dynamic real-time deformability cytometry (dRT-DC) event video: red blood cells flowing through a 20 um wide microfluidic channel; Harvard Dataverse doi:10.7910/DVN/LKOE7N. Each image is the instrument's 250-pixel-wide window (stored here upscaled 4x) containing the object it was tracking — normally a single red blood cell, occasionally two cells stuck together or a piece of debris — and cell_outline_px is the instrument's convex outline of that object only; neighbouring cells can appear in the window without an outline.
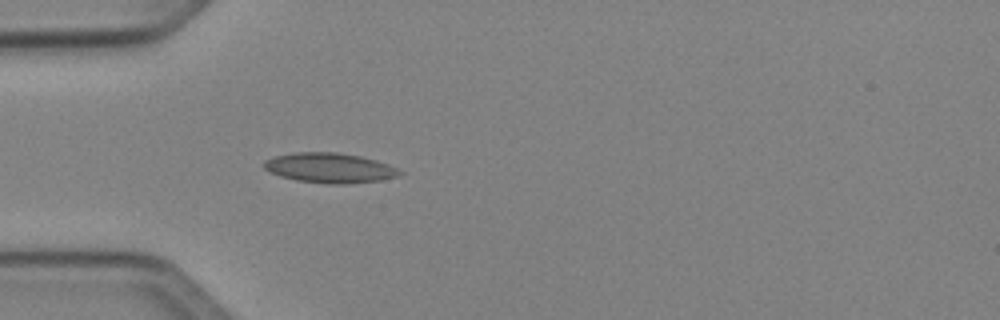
{"species": "Egyptian fruit bat (a non-hibernating species)", "species_latin": "Rousettus aegyptiacus", "temperature_condition": "cold", "stored_images_in_passage": 4, "camera_frame_rate_fps": 3000, "um_per_image_px": 0.085, "animal": {"sex": "female"}, "frame": {"image": 1, "passage_image": 4, "time_ms": 4.333, "image_size_px": [1000, 320], "cell_outline_px": [[404, 172], [400, 176], [380, 180], [344, 184], [332, 184], [296, 180], [280, 176], [268, 172], [264, 168], [264, 160], [272, 156], [292, 152], [336, 152], [360, 156], [376, 160], [388, 164]], "centroid_in_image_um": [28.0, 14.26], "position_along_channel_um": 57.0, "area_um2": 23.81}}